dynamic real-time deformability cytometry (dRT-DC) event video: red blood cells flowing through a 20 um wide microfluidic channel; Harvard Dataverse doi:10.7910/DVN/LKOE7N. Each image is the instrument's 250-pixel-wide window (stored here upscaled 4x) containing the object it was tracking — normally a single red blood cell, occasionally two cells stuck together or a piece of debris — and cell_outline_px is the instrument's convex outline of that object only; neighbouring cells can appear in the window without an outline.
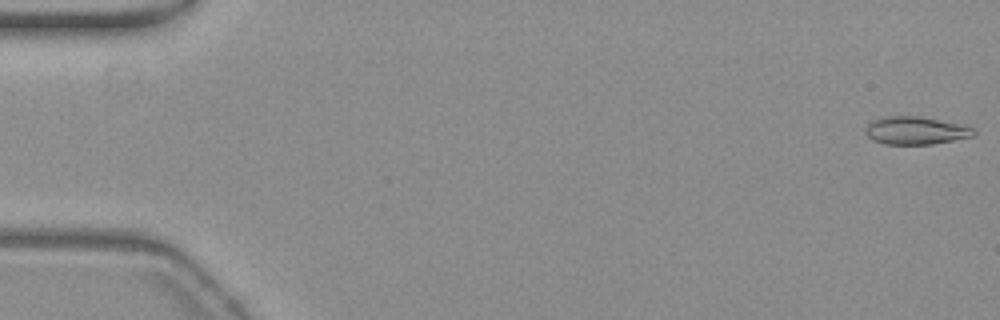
{"species": "common noctule bat (a hibernating species)", "species_latin": "Nyctalus noctula", "temperature_condition": "warm", "stored_images_in_passage": 56, "camera_frame_rate_fps": 3000, "um_per_image_px": 0.085, "animal": {"sex": "female", "body_mass_g": 19.3, "forearm_length_mm": 54.1}, "frame": {"image": 1, "passage_image": 1, "time_ms": 0.0, "image_size_px": [1000, 320], "cell_outline_px": [[976, 136], [932, 144], [884, 144], [872, 140], [864, 132], [864, 128], [872, 120], [880, 116], [920, 116], [964, 124], [976, 128]], "centroid_in_image_um": [77.86, 11.08], "position_along_channel_um": 7.1, "area_um2": 18.03}}
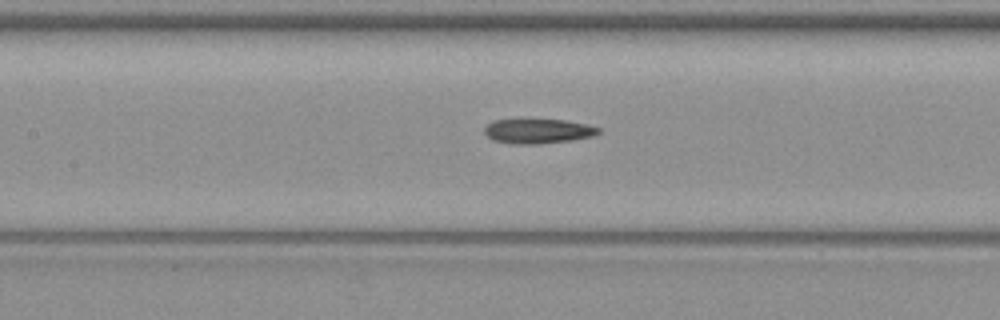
{"frame": {"image": 2, "passage_image": 26, "time_ms": 8.333, "image_size_px": [1000, 320], "cell_outline_px": [[600, 132], [596, 136], [572, 140], [540, 144], [512, 144], [492, 140], [484, 132], [484, 128], [492, 120], [564, 120], [588, 124], [600, 128]], "centroid_in_image_um": [45.76, 11.16], "position_along_channel_um": 161.6, "area_um2": 16.47}}
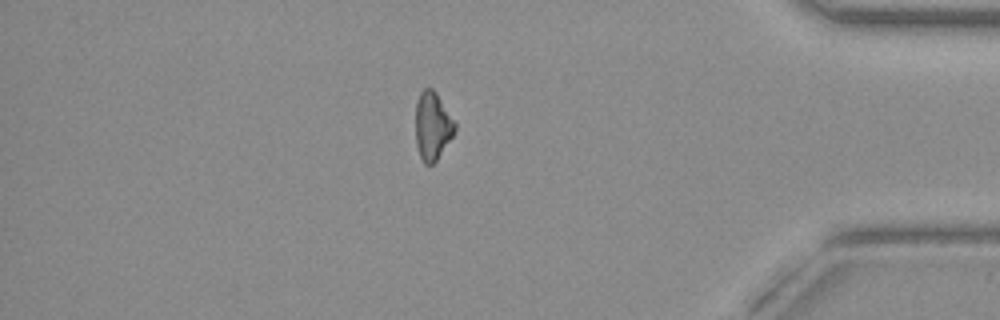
{"frame": {"image": 3, "passage_image": 48, "time_ms": 15.667, "image_size_px": [1000, 320], "cell_outline_px": [[456, 128], [452, 136], [436, 160], [432, 164], [424, 164], [420, 156], [416, 144], [416, 100], [420, 92], [424, 88], [432, 88], [436, 92], [456, 124]], "centroid_in_image_um": [36.74, 10.68], "position_along_channel_um": 398.5, "area_um2": 15.37}, "authors_computed_cell_mechanics": {"area_um2": 17.0221, "velocity_mm_per_s": 3.7278, "shape_relaxation_time_tau1_ms": 7.5439, "shape_relaxation_time_tau2_ms": null, "deformation_change_tau1": 0.1491, "deformation_change_tau2": null}}